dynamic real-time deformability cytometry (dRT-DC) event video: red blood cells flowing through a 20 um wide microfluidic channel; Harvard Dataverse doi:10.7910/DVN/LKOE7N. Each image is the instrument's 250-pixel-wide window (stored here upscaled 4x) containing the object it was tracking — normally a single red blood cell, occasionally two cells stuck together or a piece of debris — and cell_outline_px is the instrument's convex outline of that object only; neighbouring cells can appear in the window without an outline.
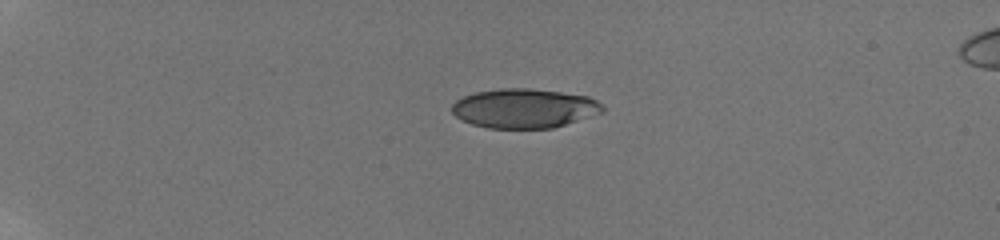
{"species": "human", "species_latin": "Homo sapiens", "temperature_condition": "room temperature", "stored_images_in_passage": 21, "camera_frame_rate_fps": 3000, "um_per_image_px": 0.085, "donor": {"sex": "male"}, "frame": {"image": 1, "passage_image": 15, "time_ms": 5.333, "image_size_px": [1000, 240], "cell_outline_px": [[604, 112], [552, 128], [488, 128], [472, 124], [456, 116], [452, 112], [452, 104], [456, 100], [464, 96], [476, 92], [500, 88], [528, 88], [560, 92], [588, 96], [596, 100], [604, 108]], "centroid_in_image_um": [44.56, 9.2], "position_along_channel_um": 40.4, "area_um2": 34.33}}